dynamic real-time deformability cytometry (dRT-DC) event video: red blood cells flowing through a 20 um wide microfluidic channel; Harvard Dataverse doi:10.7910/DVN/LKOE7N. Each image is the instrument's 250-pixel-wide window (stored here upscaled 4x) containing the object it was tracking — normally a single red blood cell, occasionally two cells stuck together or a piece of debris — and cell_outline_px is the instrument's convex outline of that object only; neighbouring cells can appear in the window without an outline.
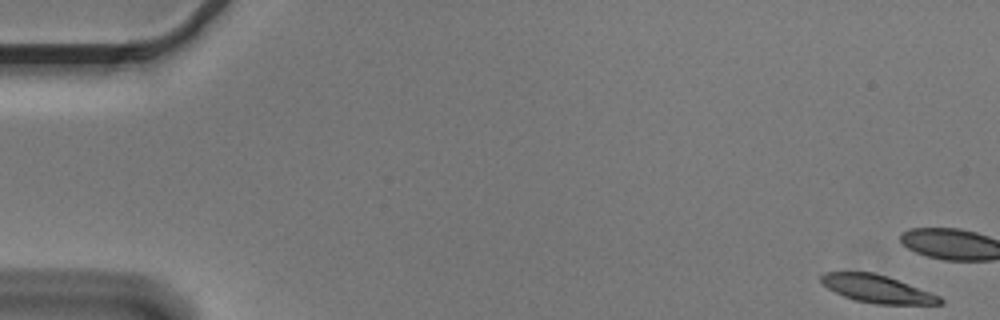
{"species": "Egyptian fruit bat (a non-hibernating species)", "species_latin": "Rousettus aegyptiacus", "temperature_condition": "cold", "stored_images_in_passage": 17, "camera_frame_rate_fps": 3000, "um_per_image_px": 0.085, "animal": {"sex": "male"}, "frame": {"image": 1, "passage_image": 1, "time_ms": 0.0, "image_size_px": [1000, 320], "cell_outline_px": [[944, 304], [876, 304], [856, 300], [844, 296], [828, 288], [820, 280], [820, 276], [824, 272], [872, 272], [888, 276], [940, 296], [944, 300]], "centroid_in_image_um": [74.58, 24.55], "position_along_channel_um": 10.4, "area_um2": 19.02}}